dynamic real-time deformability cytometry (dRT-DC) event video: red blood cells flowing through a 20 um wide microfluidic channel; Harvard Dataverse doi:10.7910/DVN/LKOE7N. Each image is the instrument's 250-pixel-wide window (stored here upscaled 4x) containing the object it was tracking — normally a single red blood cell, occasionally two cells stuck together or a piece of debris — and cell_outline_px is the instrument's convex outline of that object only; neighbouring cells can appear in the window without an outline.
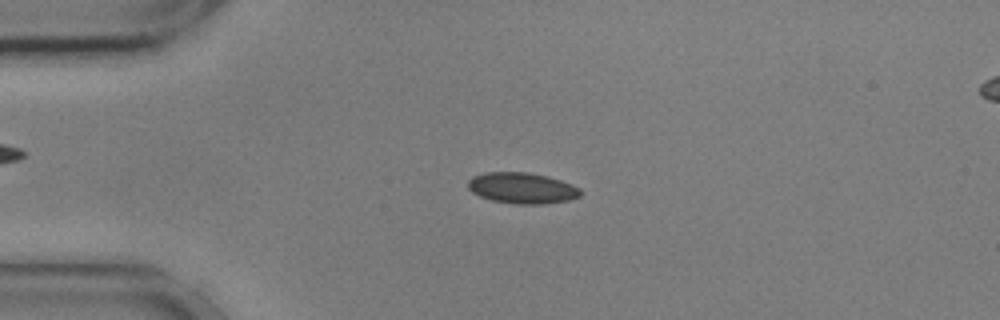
{"species": "common noctule bat (a hibernating species)", "species_latin": "Nyctalus noctula", "temperature_condition": "cold", "stored_images_in_passage": 54, "camera_frame_rate_fps": 3000, "um_per_image_px": 0.085, "animal": {"sex": "male", "body_mass_g": 17.9, "forearm_length_mm": 54.2}, "frame": {"image": 1, "passage_image": 12, "time_ms": 3.667, "image_size_px": [1000, 320], "cell_outline_px": [[580, 196], [568, 200], [544, 204], [516, 204], [492, 200], [480, 196], [472, 192], [468, 188], [468, 180], [472, 176], [484, 172], [528, 172], [548, 176], [572, 184], [580, 188]], "centroid_in_image_um": [44.36, 15.98], "position_along_channel_um": 40.6, "area_um2": 20.35}}
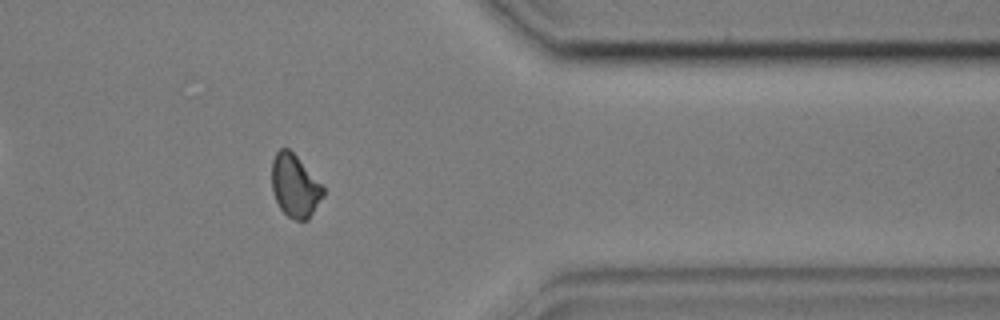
{"frame": {"image": 2, "passage_image": 44, "time_ms": 14.333, "image_size_px": [1000, 320], "cell_outline_px": [[324, 196], [308, 220], [296, 220], [288, 216], [280, 208], [276, 200], [272, 188], [272, 160], [276, 152], [280, 148], [288, 148], [296, 156], [324, 188]], "centroid_in_image_um": [25.06, 15.81], "position_along_channel_um": 386.3, "area_um2": 18.5}}
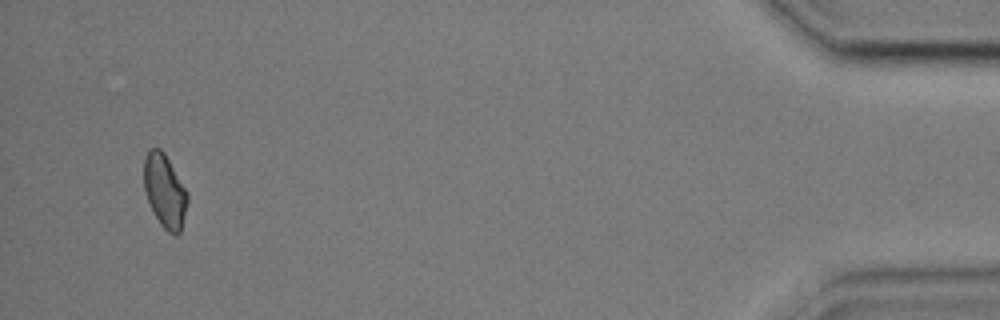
{"frame": {"image": 3, "passage_image": 52, "time_ms": 17.0, "image_size_px": [1000, 320], "cell_outline_px": [[188, 200], [180, 232], [176, 236], [168, 232], [160, 224], [148, 200], [144, 188], [144, 156], [148, 148], [160, 148], [164, 152], [188, 192]], "centroid_in_image_um": [14.0, 16.2], "position_along_channel_um": 421.2, "area_um2": 18.55}, "authors_computed_cell_mechanics": {"area_um2": 19.5364, "velocity_mm_per_s": 3.6101, "shape_relaxation_time_tau1_ms": 4.8351, "shape_relaxation_time_tau2_ms": 2.1575, "deformation_change_tau1": 0.0572, "deformation_change_tau2": 0.0665}}